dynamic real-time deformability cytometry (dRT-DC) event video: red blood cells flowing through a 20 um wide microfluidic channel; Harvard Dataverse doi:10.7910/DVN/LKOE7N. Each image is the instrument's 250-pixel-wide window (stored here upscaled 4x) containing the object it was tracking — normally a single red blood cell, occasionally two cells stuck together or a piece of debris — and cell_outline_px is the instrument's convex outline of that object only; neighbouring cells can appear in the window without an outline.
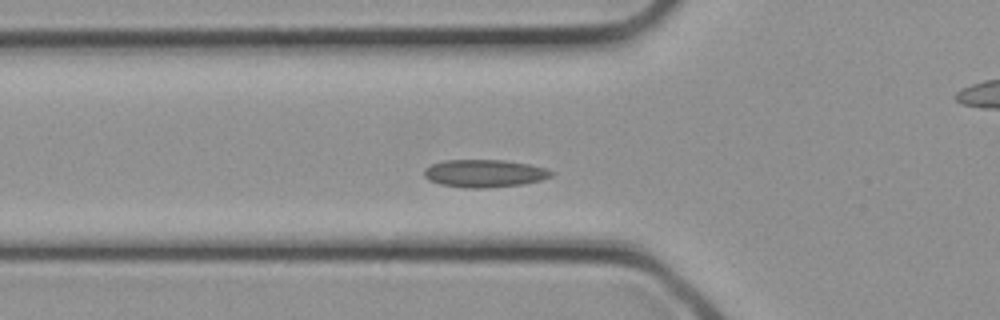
{"species": "common noctule bat (a hibernating species)", "species_latin": "Nyctalus noctula", "temperature_condition": "cold", "stored_images_in_passage": 31, "camera_frame_rate_fps": 3000, "um_per_image_px": 0.085, "animal": {"sex": "female", "body_mass_g": 21.9}, "frame": {"image": 1, "passage_image": 9, "time_ms": 2.667, "image_size_px": [1000, 320], "cell_outline_px": [[552, 176], [540, 180], [524, 184], [484, 188], [464, 188], [440, 184], [428, 180], [424, 176], [424, 168], [432, 164], [444, 160], [504, 160], [528, 164], [548, 168], [552, 172]], "centroid_in_image_um": [41.16, 14.74], "position_along_channel_um": 84.6, "area_um2": 20.58}}
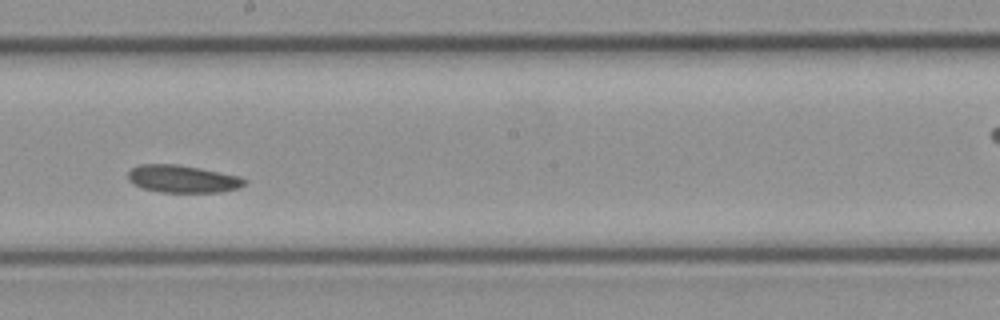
{"frame": {"image": 2, "passage_image": 16, "time_ms": 5.0, "image_size_px": [1000, 320], "cell_outline_px": [[248, 180], [240, 188], [220, 192], [160, 192], [144, 188], [132, 184], [128, 180], [128, 172], [132, 168], [140, 164], [176, 164], [200, 168], [240, 176]], "centroid_in_image_um": [15.53, 15.2], "position_along_channel_um": 232.7, "area_um2": 18.73}}
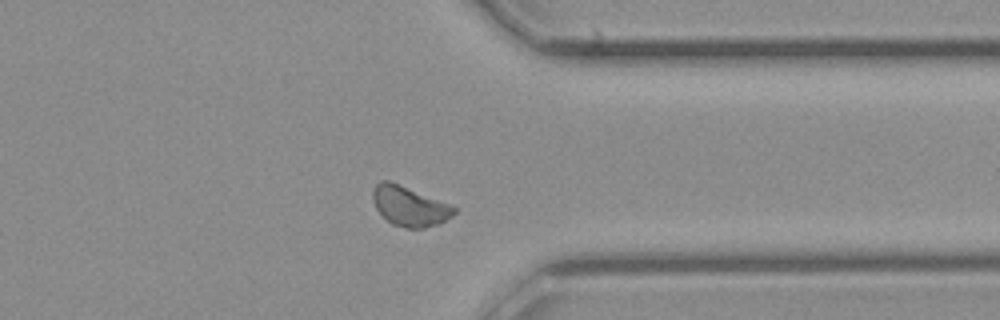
{"frame": {"image": 3, "passage_image": 23, "time_ms": 7.333, "image_size_px": [1000, 320], "cell_outline_px": [[456, 212], [452, 216], [440, 224], [424, 228], [404, 228], [392, 224], [376, 208], [372, 200], [372, 192], [376, 184], [380, 180], [388, 180], [452, 204], [456, 208]], "centroid_in_image_um": [34.83, 17.52], "position_along_channel_um": 376.6, "area_um2": 18.96}}